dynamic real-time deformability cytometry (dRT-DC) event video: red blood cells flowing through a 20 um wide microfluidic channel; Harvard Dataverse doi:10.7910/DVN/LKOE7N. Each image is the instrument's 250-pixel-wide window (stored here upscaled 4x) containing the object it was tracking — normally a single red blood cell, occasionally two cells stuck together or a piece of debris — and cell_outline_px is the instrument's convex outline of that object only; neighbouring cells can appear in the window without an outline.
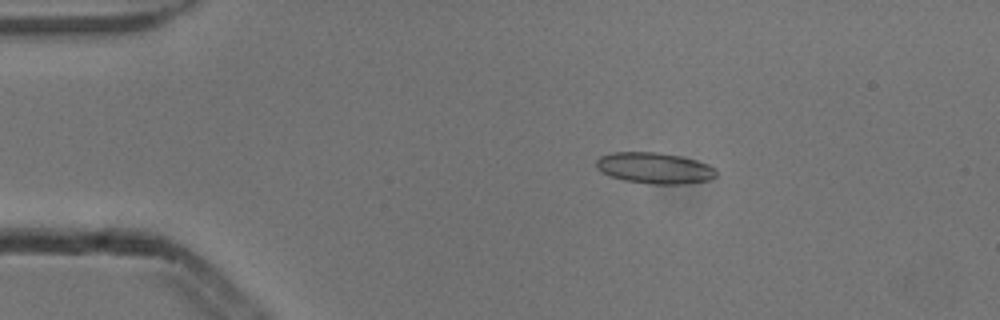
{"species": "common noctule bat (a hibernating species)", "species_latin": "Nyctalus noctula", "temperature_condition": "cold", "stored_images_in_passage": 7, "camera_frame_rate_fps": 3000, "um_per_image_px": 0.085, "animal": {"sex": "male", "body_mass_g": 13.3}, "frame": {"image": 1, "passage_image": 2, "time_ms": 0.333, "image_size_px": [1000, 320], "cell_outline_px": [[716, 176], [712, 180], [684, 184], [652, 184], [624, 180], [612, 176], [596, 168], [596, 160], [600, 156], [612, 152], [656, 152], [680, 156], [696, 160], [708, 164], [716, 168]], "centroid_in_image_um": [55.68, 14.28], "position_along_channel_um": 29.3, "area_um2": 21.79}}
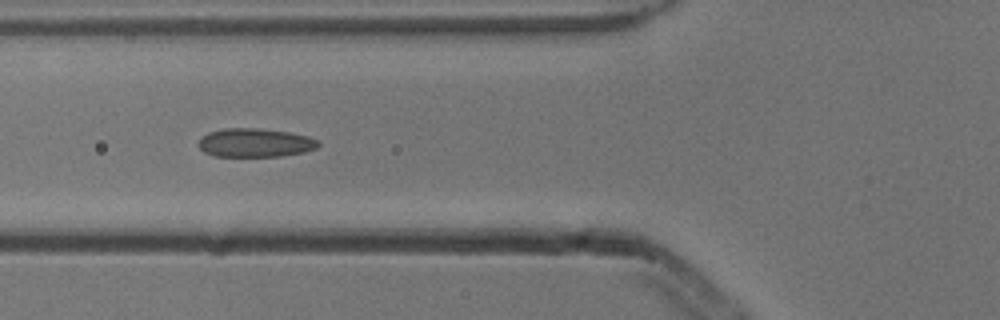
{"frame": {"image": 2, "passage_image": 5, "time_ms": 1.333, "image_size_px": [1000, 320], "cell_outline_px": [[320, 144], [316, 148], [304, 152], [280, 156], [216, 156], [204, 152], [200, 148], [200, 140], [208, 132], [224, 128], [256, 128], [288, 132], [308, 136], [316, 140]], "centroid_in_image_um": [21.69, 12.13], "position_along_channel_um": 104.1, "area_um2": 19.77}}
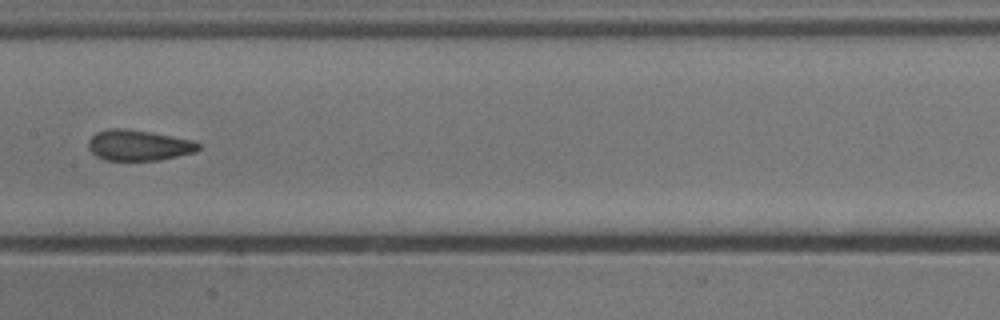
{"frame": {"image": 3, "passage_image": 7, "time_ms": 2.0, "image_size_px": [1000, 320], "cell_outline_px": [[200, 148], [196, 152], [160, 160], [104, 160], [96, 156], [88, 148], [88, 140], [96, 132], [108, 128], [124, 128], [172, 136], [192, 140], [200, 144]], "centroid_in_image_um": [11.76, 12.35], "position_along_channel_um": 195.6, "area_um2": 19.71}}